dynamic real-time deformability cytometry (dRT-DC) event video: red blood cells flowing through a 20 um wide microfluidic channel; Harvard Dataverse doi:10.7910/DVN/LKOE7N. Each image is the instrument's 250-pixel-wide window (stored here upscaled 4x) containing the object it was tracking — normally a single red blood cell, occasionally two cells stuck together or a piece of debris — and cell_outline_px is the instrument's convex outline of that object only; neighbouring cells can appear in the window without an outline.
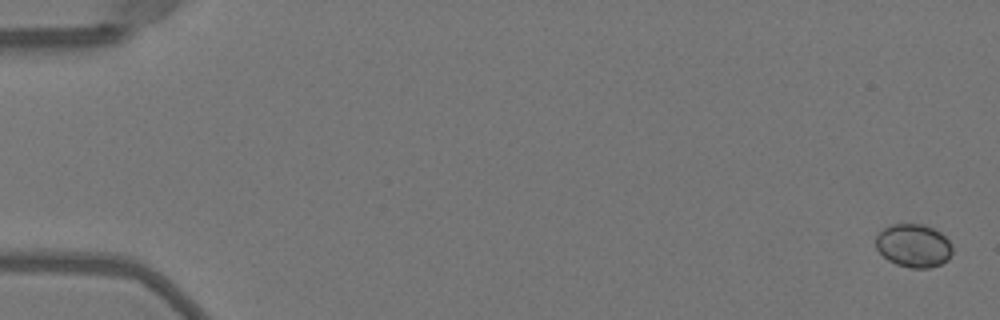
{"species": "Egyptian fruit bat (a non-hibernating species)", "species_latin": "Rousettus aegyptiacus", "temperature_condition": "warm", "stored_images_in_passage": 51, "camera_frame_rate_fps": 3000, "um_per_image_px": 0.085, "animal": {"sex": "female"}, "frame": {"image": 1, "passage_image": 1, "time_ms": 0.0, "image_size_px": [1000, 320], "cell_outline_px": [[952, 252], [948, 260], [940, 264], [928, 268], [912, 268], [896, 264], [888, 260], [876, 248], [876, 236], [884, 228], [892, 224], [924, 224], [940, 232], [952, 244]], "centroid_in_image_um": [77.66, 20.88], "position_along_channel_um": 7.3, "area_um2": 19.25}}
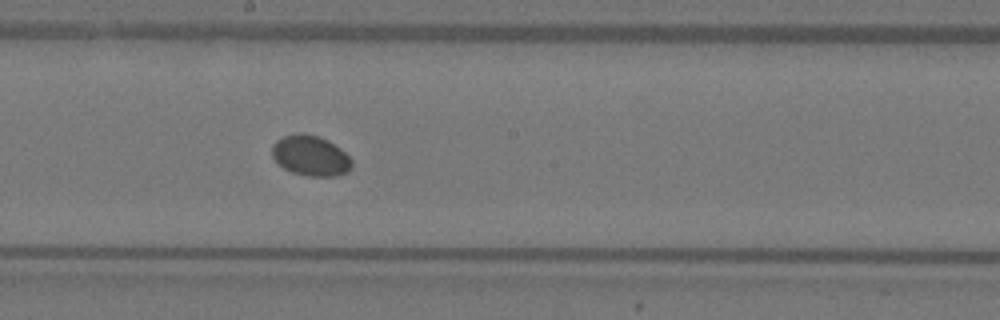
{"frame": {"image": 2, "passage_image": 29, "time_ms": 9.333, "image_size_px": [1000, 320], "cell_outline_px": [[352, 168], [348, 172], [336, 176], [308, 176], [292, 172], [284, 168], [272, 156], [272, 144], [276, 140], [284, 136], [296, 132], [304, 132], [320, 136], [328, 140], [340, 148], [352, 160]], "centroid_in_image_um": [26.4, 13.21], "position_along_channel_um": 221.8, "area_um2": 18.96}}
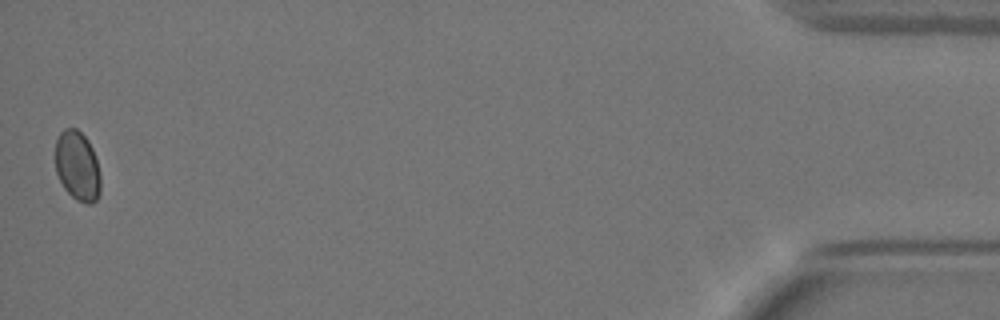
{"frame": {"image": 3, "passage_image": 51, "time_ms": 16.667, "image_size_px": [1000, 320], "cell_outline_px": [[100, 192], [96, 200], [92, 204], [84, 204], [76, 200], [64, 188], [56, 172], [56, 140], [60, 132], [64, 128], [76, 128], [88, 140], [96, 156], [100, 172]], "centroid_in_image_um": [6.6, 14.12], "position_along_channel_um": 428.6, "area_um2": 18.5}}